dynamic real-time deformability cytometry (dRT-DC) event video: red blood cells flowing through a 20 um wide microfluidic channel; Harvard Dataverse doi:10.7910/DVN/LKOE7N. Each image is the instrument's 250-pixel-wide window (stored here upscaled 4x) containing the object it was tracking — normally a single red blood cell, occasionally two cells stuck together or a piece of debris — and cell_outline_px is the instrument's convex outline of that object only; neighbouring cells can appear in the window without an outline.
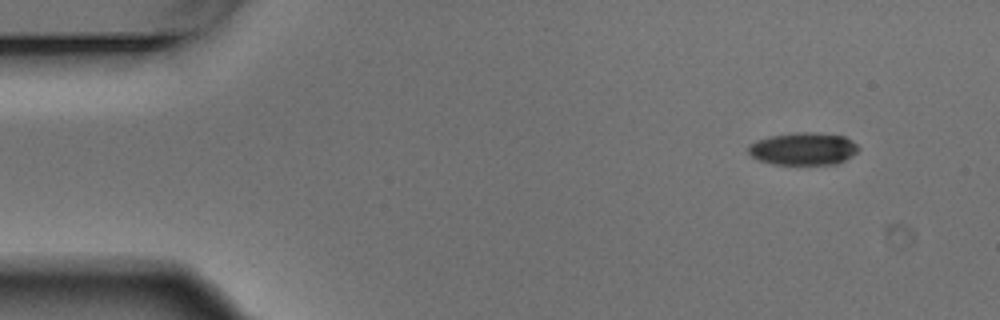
{"species": "Egyptian fruit bat (a non-hibernating species)", "species_latin": "Rousettus aegyptiacus", "temperature_condition": "warm", "stored_images_in_passage": 4, "camera_frame_rate_fps": 3000, "um_per_image_px": 0.085, "animal": {"sex": "male"}, "frame": {"image": 1, "passage_image": 1, "time_ms": 0.0, "image_size_px": [1000, 320], "cell_outline_px": [[860, 148], [852, 156], [836, 164], [772, 164], [760, 160], [752, 156], [748, 152], [748, 144], [756, 140], [772, 136], [796, 132], [816, 132], [844, 136], [852, 140]], "centroid_in_image_um": [68.28, 12.64], "position_along_channel_um": 16.7, "area_um2": 20.87}}
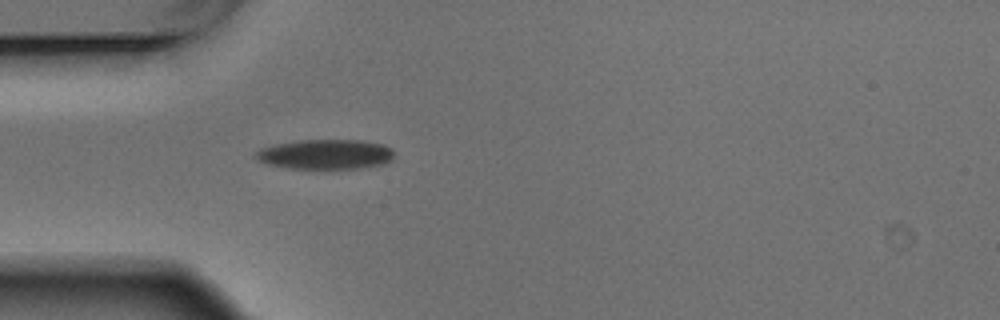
{"frame": {"image": 2, "passage_image": 4, "time_ms": 1.0, "image_size_px": [1000, 320], "cell_outline_px": [[392, 160], [384, 164], [364, 168], [288, 168], [268, 164], [252, 156], [260, 148], [276, 144], [300, 140], [360, 140], [384, 144], [392, 148]], "centroid_in_image_um": [27.68, 13.11], "position_along_channel_um": 57.3, "area_um2": 24.04}}